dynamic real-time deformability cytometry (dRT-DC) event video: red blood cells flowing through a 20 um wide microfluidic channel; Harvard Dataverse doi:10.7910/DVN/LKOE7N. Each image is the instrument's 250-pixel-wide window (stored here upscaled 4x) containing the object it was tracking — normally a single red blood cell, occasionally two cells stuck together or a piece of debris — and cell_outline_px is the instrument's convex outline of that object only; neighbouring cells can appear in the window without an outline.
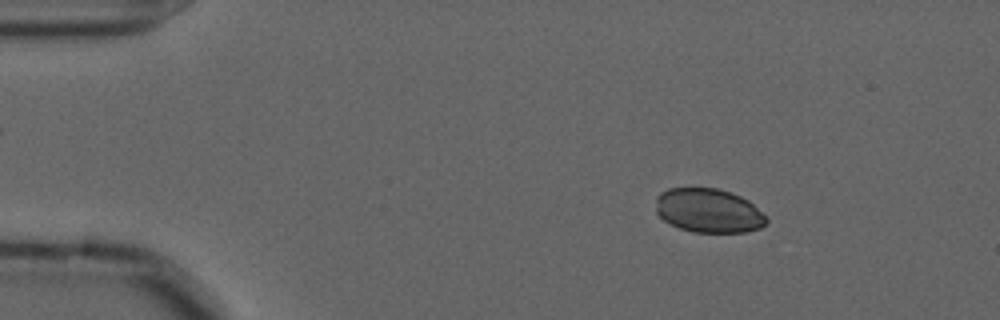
{"species": "common noctule bat (a hibernating species)", "species_latin": "Nyctalus noctula", "temperature_condition": "cold", "stored_images_in_passage": 28, "camera_frame_rate_fps": 3000, "um_per_image_px": 0.085, "animal": {"sex": "male", "forearm_length_mm": 52.5}, "frame": {"image": 1, "passage_image": 1, "time_ms": 0.0, "image_size_px": [1000, 320], "cell_outline_px": [[768, 220], [760, 228], [744, 232], [692, 232], [680, 228], [664, 220], [656, 212], [656, 196], [660, 192], [668, 188], [716, 188], [732, 192], [748, 200]], "centroid_in_image_um": [60.19, 17.89], "position_along_channel_um": 24.8, "area_um2": 28.26}}
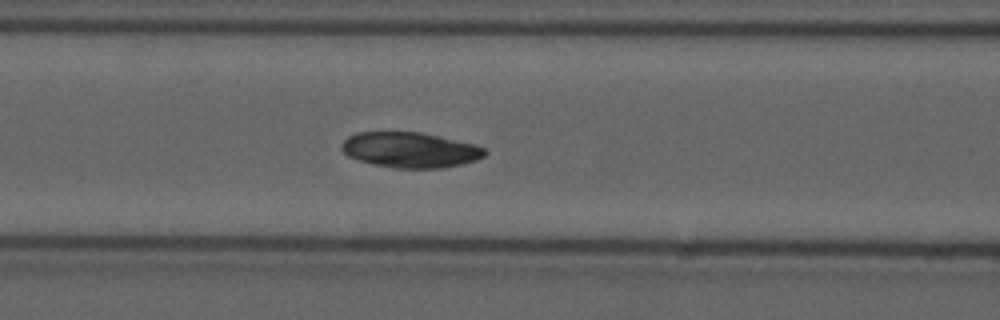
{"frame": {"image": 2, "passage_image": 16, "time_ms": 5.0, "image_size_px": [1000, 320], "cell_outline_px": [[488, 152], [484, 156], [476, 160], [460, 164], [440, 168], [392, 168], [360, 160], [348, 156], [340, 148], [340, 144], [348, 136], [356, 132], [420, 132], [440, 136], [476, 144], [484, 148]], "centroid_in_image_um": [34.86, 12.73], "position_along_channel_um": 131.7, "area_um2": 29.54}}
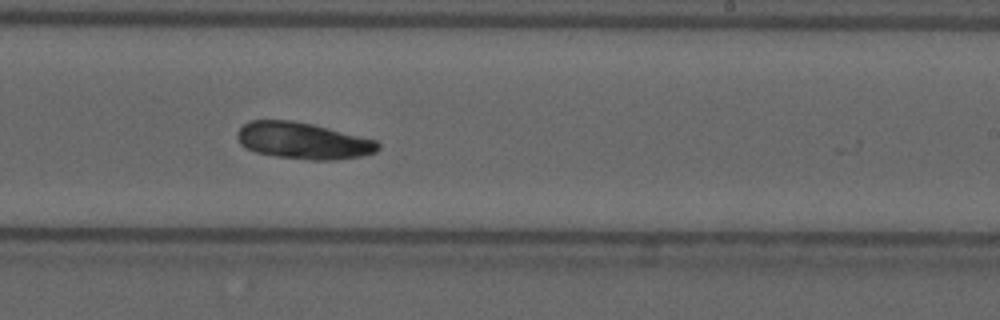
{"frame": {"image": 3, "passage_image": 27, "time_ms": 8.667, "image_size_px": [1000, 320], "cell_outline_px": [[380, 148], [376, 152], [364, 156], [336, 160], [312, 160], [276, 156], [256, 152], [244, 148], [240, 144], [236, 136], [236, 132], [248, 120], [292, 120], [312, 124], [376, 140], [380, 144]], "centroid_in_image_um": [25.75, 11.97], "position_along_channel_um": 263.3, "area_um2": 30.17}}